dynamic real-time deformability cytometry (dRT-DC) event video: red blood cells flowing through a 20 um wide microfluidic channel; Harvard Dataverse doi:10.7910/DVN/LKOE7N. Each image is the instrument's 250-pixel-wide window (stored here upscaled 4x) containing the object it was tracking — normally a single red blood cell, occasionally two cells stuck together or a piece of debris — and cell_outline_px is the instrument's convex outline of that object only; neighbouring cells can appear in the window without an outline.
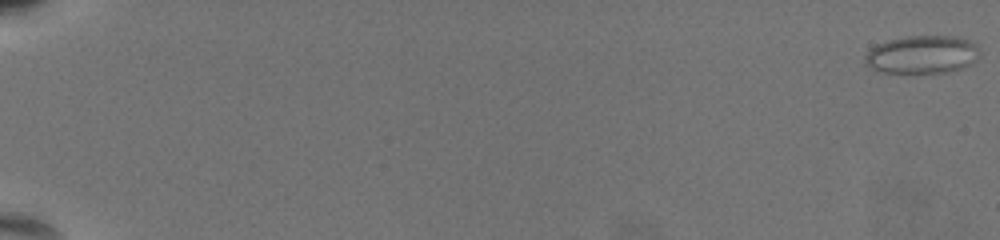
{"species": "common noctule bat (a hibernating species)", "species_latin": "Nyctalus noctula", "temperature_condition": "warm", "stored_images_in_passage": 11, "camera_frame_rate_fps": 3000, "um_per_image_px": 0.085, "animal": {"sex": "female", "body_mass_g": 19.5, "forearm_length_mm": 54.1}, "frame": {"image": 1, "passage_image": 1, "time_ms": 0.0, "image_size_px": [1000, 240], "cell_outline_px": [[980, 56], [976, 60], [960, 68], [948, 72], [884, 72], [872, 68], [864, 64], [864, 56], [876, 44], [888, 40], [908, 36], [960, 36], [976, 44], [980, 52]], "centroid_in_image_um": [78.39, 4.62], "position_along_channel_um": 6.6, "area_um2": 25.32}}